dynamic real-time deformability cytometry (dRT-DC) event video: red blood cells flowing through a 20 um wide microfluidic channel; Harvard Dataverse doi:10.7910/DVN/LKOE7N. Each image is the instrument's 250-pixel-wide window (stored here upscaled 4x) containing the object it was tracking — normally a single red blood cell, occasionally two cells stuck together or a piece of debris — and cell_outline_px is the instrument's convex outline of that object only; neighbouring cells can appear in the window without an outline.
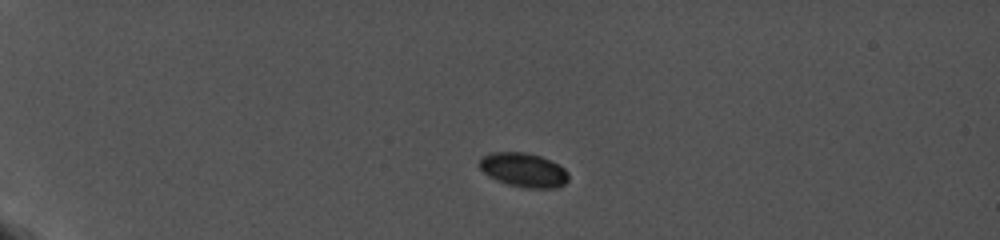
{"species": "common noctule bat (a hibernating species)", "species_latin": "Nyctalus noctula", "temperature_condition": "cold", "stored_images_in_passage": 14, "camera_frame_rate_fps": 5000, "um_per_image_px": 0.085, "animal": {"sex": "female", "body_mass_g": 19.0, "forearm_length_mm": 56.7}, "frame": {"image": 1, "passage_image": 1, "time_ms": 0.0, "image_size_px": [1000, 240], "cell_outline_px": [[568, 180], [564, 184], [556, 188], [524, 188], [508, 184], [496, 180], [488, 176], [480, 168], [480, 156], [492, 152], [528, 152], [540, 156], [564, 168], [568, 172]], "centroid_in_image_um": [44.49, 14.45], "position_along_channel_um": 40.5, "area_um2": 17.74}}